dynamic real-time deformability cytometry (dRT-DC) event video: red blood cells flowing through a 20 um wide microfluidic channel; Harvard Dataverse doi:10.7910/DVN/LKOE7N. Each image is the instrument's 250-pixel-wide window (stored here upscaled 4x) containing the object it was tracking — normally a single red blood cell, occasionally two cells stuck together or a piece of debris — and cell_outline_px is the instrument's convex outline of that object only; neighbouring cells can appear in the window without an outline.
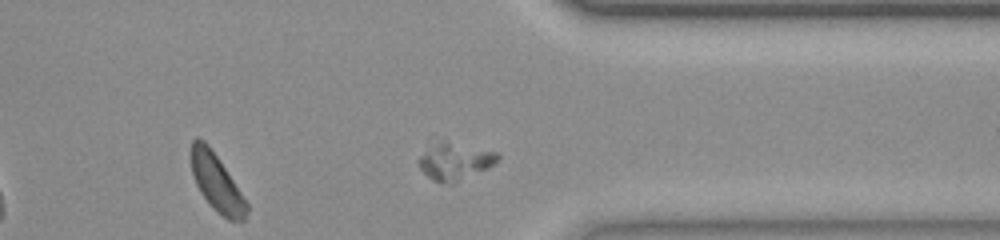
{"species": "common noctule bat (a hibernating species)", "species_latin": "Nyctalus noctula", "temperature_condition": "room temperature", "stored_images_in_passage": 45, "camera_frame_rate_fps": 3000, "um_per_image_px": 0.085, "animal": {"sex": "female", "body_mass_g": 23.0, "forearm_length_mm": 53.4}, "frame": {"image": 1, "passage_image": 32, "time_ms": 10.333, "image_size_px": [1000, 240], "cell_outline_px": [[500, 156], [488, 168], [452, 184], [440, 184], [432, 180], [420, 168], [416, 160], [420, 156], [444, 140], [496, 152]], "centroid_in_image_um": [38.66, 13.76], "position_along_channel_um": 372.7, "area_um2": 16.59}}